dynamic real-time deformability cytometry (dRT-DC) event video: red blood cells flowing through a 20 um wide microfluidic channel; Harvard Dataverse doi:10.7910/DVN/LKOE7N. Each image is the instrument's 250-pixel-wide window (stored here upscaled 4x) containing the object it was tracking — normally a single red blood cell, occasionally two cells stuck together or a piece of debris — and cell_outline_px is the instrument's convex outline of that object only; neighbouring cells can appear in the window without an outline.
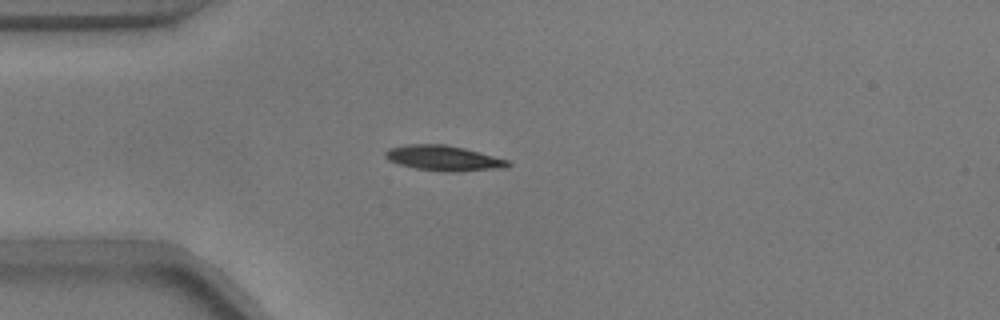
{"species": "common noctule bat (a hibernating species)", "species_latin": "Nyctalus noctula", "temperature_condition": "warm", "stored_images_in_passage": 23, "camera_frame_rate_fps": 3000, "um_per_image_px": 0.085, "animal": {"sex": "male", "body_mass_g": 17.9}, "frame": {"image": 1, "passage_image": 1, "time_ms": 0.0, "image_size_px": [1000, 320], "cell_outline_px": [[512, 164], [504, 168], [456, 172], [444, 172], [416, 168], [400, 164], [388, 160], [384, 156], [384, 152], [388, 148], [408, 144], [444, 144], [464, 148], [508, 160]], "centroid_in_image_um": [37.69, 13.44], "position_along_channel_um": 47.3, "area_um2": 18.03}}
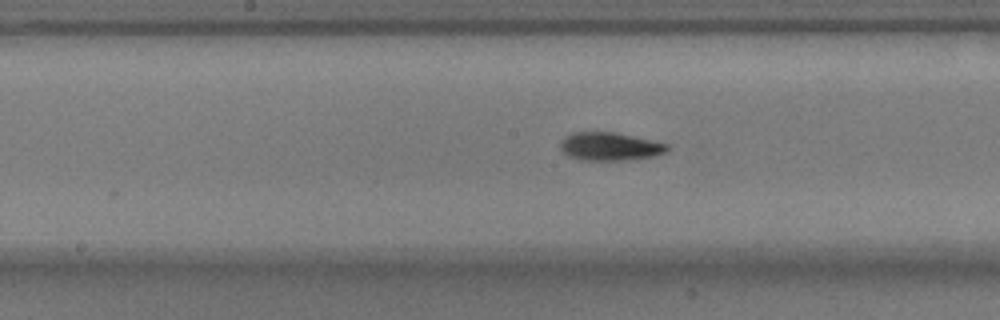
{"frame": {"image": 2, "passage_image": 14, "time_ms": 4.333, "image_size_px": [1000, 320], "cell_outline_px": [[672, 148], [664, 152], [652, 156], [628, 160], [584, 160], [568, 156], [560, 148], [560, 140], [564, 136], [572, 132], [616, 132], [668, 144]], "centroid_in_image_um": [51.81, 12.44], "position_along_channel_um": 196.4, "area_um2": 17.57}}
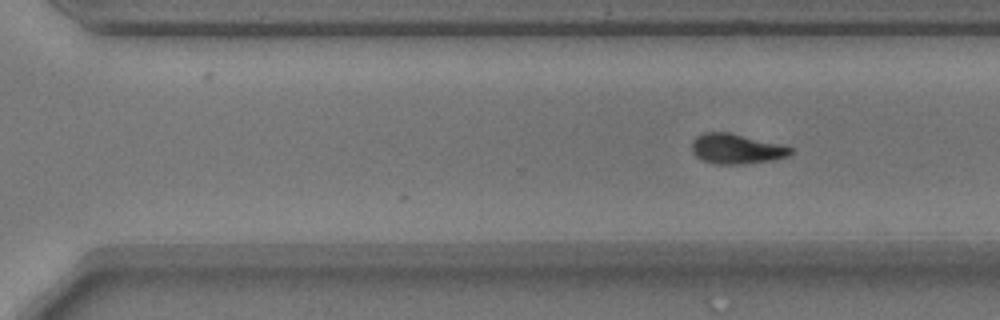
{"frame": {"image": 3, "passage_image": 23, "time_ms": 7.333, "image_size_px": [1000, 320], "cell_outline_px": [[792, 152], [788, 156], [772, 160], [744, 164], [716, 164], [704, 160], [696, 156], [692, 152], [692, 140], [696, 136], [704, 132], [728, 132], [792, 148]], "centroid_in_image_um": [62.53, 12.66], "position_along_channel_um": 308.1, "area_um2": 16.94}}